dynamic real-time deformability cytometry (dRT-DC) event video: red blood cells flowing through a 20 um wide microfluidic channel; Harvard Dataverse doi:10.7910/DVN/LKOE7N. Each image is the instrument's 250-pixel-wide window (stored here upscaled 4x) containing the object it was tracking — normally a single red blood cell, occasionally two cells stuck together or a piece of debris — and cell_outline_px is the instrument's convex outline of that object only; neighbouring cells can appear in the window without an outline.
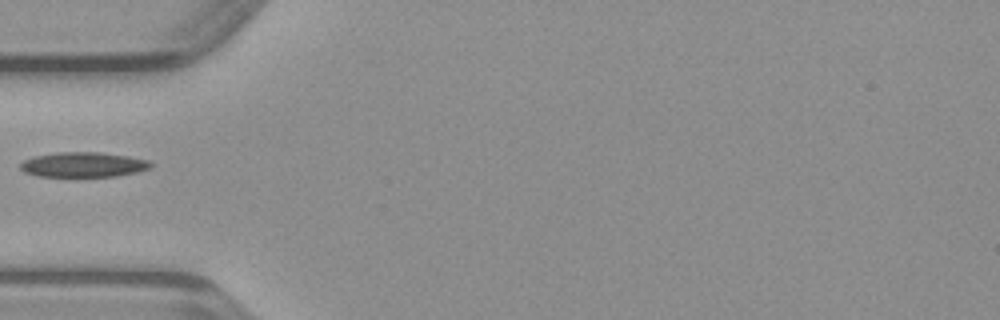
{"species": "common noctule bat (a hibernating species)", "species_latin": "Nyctalus noctula", "temperature_condition": "warm", "stored_images_in_passage": 33, "camera_frame_rate_fps": 3000, "um_per_image_px": 0.085, "animal": {"sex": "male", "body_mass_g": 23.1, "forearm_length_mm": 52.7}, "frame": {"image": 1, "passage_image": 1, "time_ms": 0.0, "image_size_px": [1000, 320], "cell_outline_px": [[152, 168], [136, 172], [116, 176], [40, 176], [24, 172], [20, 168], [20, 164], [24, 160], [32, 156], [56, 152], [100, 152], [128, 156], [148, 160], [152, 164]], "centroid_in_image_um": [7.08, 13.98], "position_along_channel_um": 77.9, "area_um2": 18.96}}
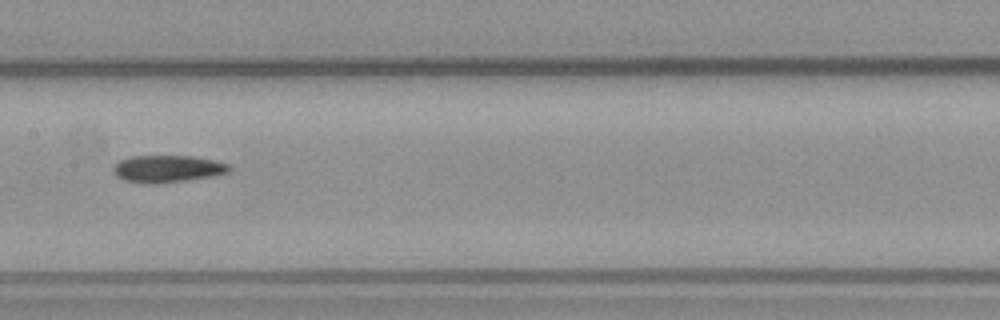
{"frame": {"image": 2, "passage_image": 9, "time_ms": 2.667, "image_size_px": [1000, 320], "cell_outline_px": [[232, 168], [228, 172], [216, 176], [156, 184], [144, 184], [124, 180], [116, 176], [112, 172], [112, 168], [120, 160], [132, 156], [192, 156], [212, 160], [228, 164]], "centroid_in_image_um": [14.22, 14.36], "position_along_channel_um": 193.2, "area_um2": 18.44}}
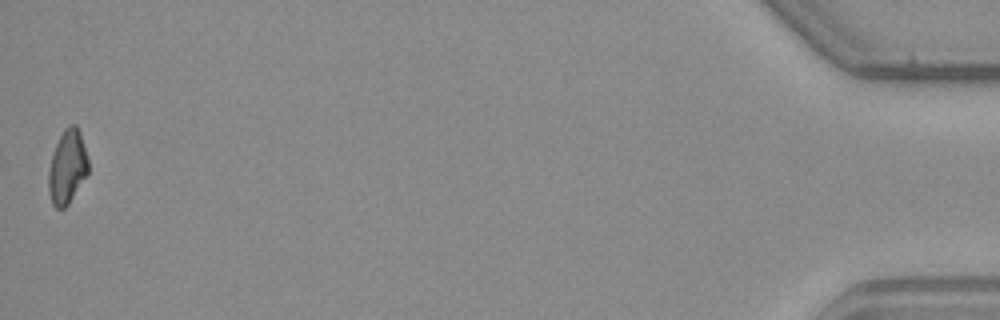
{"frame": {"image": 3, "passage_image": 33, "time_ms": 10.667, "image_size_px": [1000, 320], "cell_outline_px": [[88, 172], [68, 204], [64, 208], [56, 208], [52, 204], [48, 192], [48, 172], [52, 156], [56, 144], [64, 128], [68, 124], [76, 124], [80, 132], [88, 160]], "centroid_in_image_um": [5.7, 14.18], "position_along_channel_um": 429.5, "area_um2": 16.94}}